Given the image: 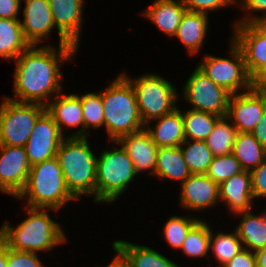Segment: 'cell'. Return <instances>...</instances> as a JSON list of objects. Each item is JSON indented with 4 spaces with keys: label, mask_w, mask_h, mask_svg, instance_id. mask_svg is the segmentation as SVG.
I'll return each instance as SVG.
<instances>
[{
    "label": "cell",
    "mask_w": 266,
    "mask_h": 267,
    "mask_svg": "<svg viewBox=\"0 0 266 267\" xmlns=\"http://www.w3.org/2000/svg\"><path fill=\"white\" fill-rule=\"evenodd\" d=\"M186 11L183 0H155L143 14L171 37L175 35Z\"/></svg>",
    "instance_id": "cell-23"
},
{
    "label": "cell",
    "mask_w": 266,
    "mask_h": 267,
    "mask_svg": "<svg viewBox=\"0 0 266 267\" xmlns=\"http://www.w3.org/2000/svg\"><path fill=\"white\" fill-rule=\"evenodd\" d=\"M81 98L82 114L85 125V137L89 132V127H102L104 125V113L102 92L101 93H86L79 96Z\"/></svg>",
    "instance_id": "cell-34"
},
{
    "label": "cell",
    "mask_w": 266,
    "mask_h": 267,
    "mask_svg": "<svg viewBox=\"0 0 266 267\" xmlns=\"http://www.w3.org/2000/svg\"><path fill=\"white\" fill-rule=\"evenodd\" d=\"M219 188V200L228 205L231 212L237 214L250 211L254 199L250 171L243 170L228 178Z\"/></svg>",
    "instance_id": "cell-20"
},
{
    "label": "cell",
    "mask_w": 266,
    "mask_h": 267,
    "mask_svg": "<svg viewBox=\"0 0 266 267\" xmlns=\"http://www.w3.org/2000/svg\"><path fill=\"white\" fill-rule=\"evenodd\" d=\"M257 267H266V246L254 252Z\"/></svg>",
    "instance_id": "cell-45"
},
{
    "label": "cell",
    "mask_w": 266,
    "mask_h": 267,
    "mask_svg": "<svg viewBox=\"0 0 266 267\" xmlns=\"http://www.w3.org/2000/svg\"><path fill=\"white\" fill-rule=\"evenodd\" d=\"M233 41L240 47L252 77L266 64V23H235Z\"/></svg>",
    "instance_id": "cell-13"
},
{
    "label": "cell",
    "mask_w": 266,
    "mask_h": 267,
    "mask_svg": "<svg viewBox=\"0 0 266 267\" xmlns=\"http://www.w3.org/2000/svg\"><path fill=\"white\" fill-rule=\"evenodd\" d=\"M53 101V102H51ZM45 107L47 113L53 118L55 123L64 135L63 126L67 128L79 127L82 128L73 133L71 137H85V125L82 114L81 98L77 94H64L56 96Z\"/></svg>",
    "instance_id": "cell-19"
},
{
    "label": "cell",
    "mask_w": 266,
    "mask_h": 267,
    "mask_svg": "<svg viewBox=\"0 0 266 267\" xmlns=\"http://www.w3.org/2000/svg\"><path fill=\"white\" fill-rule=\"evenodd\" d=\"M30 45L16 60L13 101L36 103L46 106L54 93H61V63L72 60L78 49L74 45H58L37 48ZM60 64V65H59ZM53 93V94H52ZM45 100V101H44Z\"/></svg>",
    "instance_id": "cell-1"
},
{
    "label": "cell",
    "mask_w": 266,
    "mask_h": 267,
    "mask_svg": "<svg viewBox=\"0 0 266 267\" xmlns=\"http://www.w3.org/2000/svg\"><path fill=\"white\" fill-rule=\"evenodd\" d=\"M64 135L45 111L36 121L24 148L31 166L56 157Z\"/></svg>",
    "instance_id": "cell-11"
},
{
    "label": "cell",
    "mask_w": 266,
    "mask_h": 267,
    "mask_svg": "<svg viewBox=\"0 0 266 267\" xmlns=\"http://www.w3.org/2000/svg\"><path fill=\"white\" fill-rule=\"evenodd\" d=\"M230 50L232 59L206 55L197 67L231 95L237 94L238 90L242 93L244 90L249 91L251 77L246 69L243 53L233 39Z\"/></svg>",
    "instance_id": "cell-9"
},
{
    "label": "cell",
    "mask_w": 266,
    "mask_h": 267,
    "mask_svg": "<svg viewBox=\"0 0 266 267\" xmlns=\"http://www.w3.org/2000/svg\"><path fill=\"white\" fill-rule=\"evenodd\" d=\"M6 267H45L37 253L16 251L7 246Z\"/></svg>",
    "instance_id": "cell-37"
},
{
    "label": "cell",
    "mask_w": 266,
    "mask_h": 267,
    "mask_svg": "<svg viewBox=\"0 0 266 267\" xmlns=\"http://www.w3.org/2000/svg\"><path fill=\"white\" fill-rule=\"evenodd\" d=\"M186 144H188L187 147H185ZM180 147L184 161L191 174H206L214 158L206 142L197 140L188 141V139H186Z\"/></svg>",
    "instance_id": "cell-31"
},
{
    "label": "cell",
    "mask_w": 266,
    "mask_h": 267,
    "mask_svg": "<svg viewBox=\"0 0 266 267\" xmlns=\"http://www.w3.org/2000/svg\"><path fill=\"white\" fill-rule=\"evenodd\" d=\"M136 95L138 111L144 125L151 120L162 117L176 109L177 91L174 86L163 77L155 74H146L137 79H130ZM129 77V78H128Z\"/></svg>",
    "instance_id": "cell-7"
},
{
    "label": "cell",
    "mask_w": 266,
    "mask_h": 267,
    "mask_svg": "<svg viewBox=\"0 0 266 267\" xmlns=\"http://www.w3.org/2000/svg\"><path fill=\"white\" fill-rule=\"evenodd\" d=\"M209 249H212V253H214L216 260L219 261L220 267H222L243 249V245L236 230L230 234L217 233L213 235L210 228Z\"/></svg>",
    "instance_id": "cell-33"
},
{
    "label": "cell",
    "mask_w": 266,
    "mask_h": 267,
    "mask_svg": "<svg viewBox=\"0 0 266 267\" xmlns=\"http://www.w3.org/2000/svg\"><path fill=\"white\" fill-rule=\"evenodd\" d=\"M128 153L134 164L136 174L142 170L151 169V175H155L156 154L158 147L151 139L148 131L143 128L140 131L124 135L115 141Z\"/></svg>",
    "instance_id": "cell-18"
},
{
    "label": "cell",
    "mask_w": 266,
    "mask_h": 267,
    "mask_svg": "<svg viewBox=\"0 0 266 267\" xmlns=\"http://www.w3.org/2000/svg\"><path fill=\"white\" fill-rule=\"evenodd\" d=\"M26 5L23 9L24 19L21 21L25 39L30 45H39L50 31L56 26L48 0H23Z\"/></svg>",
    "instance_id": "cell-17"
},
{
    "label": "cell",
    "mask_w": 266,
    "mask_h": 267,
    "mask_svg": "<svg viewBox=\"0 0 266 267\" xmlns=\"http://www.w3.org/2000/svg\"><path fill=\"white\" fill-rule=\"evenodd\" d=\"M7 266V244L0 238V267Z\"/></svg>",
    "instance_id": "cell-46"
},
{
    "label": "cell",
    "mask_w": 266,
    "mask_h": 267,
    "mask_svg": "<svg viewBox=\"0 0 266 267\" xmlns=\"http://www.w3.org/2000/svg\"><path fill=\"white\" fill-rule=\"evenodd\" d=\"M219 185L206 174H191L181 183L180 203L186 209L203 210L220 202Z\"/></svg>",
    "instance_id": "cell-16"
},
{
    "label": "cell",
    "mask_w": 266,
    "mask_h": 267,
    "mask_svg": "<svg viewBox=\"0 0 266 267\" xmlns=\"http://www.w3.org/2000/svg\"><path fill=\"white\" fill-rule=\"evenodd\" d=\"M252 134L256 140L266 149V107L260 122L256 125Z\"/></svg>",
    "instance_id": "cell-44"
},
{
    "label": "cell",
    "mask_w": 266,
    "mask_h": 267,
    "mask_svg": "<svg viewBox=\"0 0 266 267\" xmlns=\"http://www.w3.org/2000/svg\"><path fill=\"white\" fill-rule=\"evenodd\" d=\"M49 208L27 206V217L16 228L4 223L0 229V238L7 246L16 251H49L59 243L66 242V236L59 223L51 219Z\"/></svg>",
    "instance_id": "cell-2"
},
{
    "label": "cell",
    "mask_w": 266,
    "mask_h": 267,
    "mask_svg": "<svg viewBox=\"0 0 266 267\" xmlns=\"http://www.w3.org/2000/svg\"><path fill=\"white\" fill-rule=\"evenodd\" d=\"M237 134L238 130L225 116L217 121L205 142L214 157L223 156L232 153Z\"/></svg>",
    "instance_id": "cell-30"
},
{
    "label": "cell",
    "mask_w": 266,
    "mask_h": 267,
    "mask_svg": "<svg viewBox=\"0 0 266 267\" xmlns=\"http://www.w3.org/2000/svg\"><path fill=\"white\" fill-rule=\"evenodd\" d=\"M190 175L181 147L158 148L155 176L177 179L183 183Z\"/></svg>",
    "instance_id": "cell-25"
},
{
    "label": "cell",
    "mask_w": 266,
    "mask_h": 267,
    "mask_svg": "<svg viewBox=\"0 0 266 267\" xmlns=\"http://www.w3.org/2000/svg\"><path fill=\"white\" fill-rule=\"evenodd\" d=\"M232 154L246 171H252L266 159V149L252 133L238 132Z\"/></svg>",
    "instance_id": "cell-27"
},
{
    "label": "cell",
    "mask_w": 266,
    "mask_h": 267,
    "mask_svg": "<svg viewBox=\"0 0 266 267\" xmlns=\"http://www.w3.org/2000/svg\"><path fill=\"white\" fill-rule=\"evenodd\" d=\"M105 267V266H104ZM106 267H129L127 263L116 253L115 258L111 260Z\"/></svg>",
    "instance_id": "cell-47"
},
{
    "label": "cell",
    "mask_w": 266,
    "mask_h": 267,
    "mask_svg": "<svg viewBox=\"0 0 266 267\" xmlns=\"http://www.w3.org/2000/svg\"><path fill=\"white\" fill-rule=\"evenodd\" d=\"M243 2H241V7L242 9H244L245 11H259V12H263L265 11V14H263L262 16H251L248 15L246 16L244 19L242 18L240 21H237L235 23H242V24H246V23H257V22H265L266 23V0H241Z\"/></svg>",
    "instance_id": "cell-40"
},
{
    "label": "cell",
    "mask_w": 266,
    "mask_h": 267,
    "mask_svg": "<svg viewBox=\"0 0 266 267\" xmlns=\"http://www.w3.org/2000/svg\"><path fill=\"white\" fill-rule=\"evenodd\" d=\"M104 125L110 141L145 128L131 82L123 74L102 91Z\"/></svg>",
    "instance_id": "cell-4"
},
{
    "label": "cell",
    "mask_w": 266,
    "mask_h": 267,
    "mask_svg": "<svg viewBox=\"0 0 266 267\" xmlns=\"http://www.w3.org/2000/svg\"><path fill=\"white\" fill-rule=\"evenodd\" d=\"M30 169L24 147L0 145V191L17 197L26 185Z\"/></svg>",
    "instance_id": "cell-12"
},
{
    "label": "cell",
    "mask_w": 266,
    "mask_h": 267,
    "mask_svg": "<svg viewBox=\"0 0 266 267\" xmlns=\"http://www.w3.org/2000/svg\"><path fill=\"white\" fill-rule=\"evenodd\" d=\"M260 214H261L263 225H266V212H263V213L261 212Z\"/></svg>",
    "instance_id": "cell-48"
},
{
    "label": "cell",
    "mask_w": 266,
    "mask_h": 267,
    "mask_svg": "<svg viewBox=\"0 0 266 267\" xmlns=\"http://www.w3.org/2000/svg\"><path fill=\"white\" fill-rule=\"evenodd\" d=\"M21 0H0V18L18 19Z\"/></svg>",
    "instance_id": "cell-42"
},
{
    "label": "cell",
    "mask_w": 266,
    "mask_h": 267,
    "mask_svg": "<svg viewBox=\"0 0 266 267\" xmlns=\"http://www.w3.org/2000/svg\"><path fill=\"white\" fill-rule=\"evenodd\" d=\"M112 147L97 158L96 202L116 201L137 175L128 153L119 147Z\"/></svg>",
    "instance_id": "cell-6"
},
{
    "label": "cell",
    "mask_w": 266,
    "mask_h": 267,
    "mask_svg": "<svg viewBox=\"0 0 266 267\" xmlns=\"http://www.w3.org/2000/svg\"><path fill=\"white\" fill-rule=\"evenodd\" d=\"M242 171L243 169L239 161L232 153H230L214 157L206 175L220 185L228 178H231Z\"/></svg>",
    "instance_id": "cell-36"
},
{
    "label": "cell",
    "mask_w": 266,
    "mask_h": 267,
    "mask_svg": "<svg viewBox=\"0 0 266 267\" xmlns=\"http://www.w3.org/2000/svg\"><path fill=\"white\" fill-rule=\"evenodd\" d=\"M222 267H257L255 253L243 248Z\"/></svg>",
    "instance_id": "cell-41"
},
{
    "label": "cell",
    "mask_w": 266,
    "mask_h": 267,
    "mask_svg": "<svg viewBox=\"0 0 266 267\" xmlns=\"http://www.w3.org/2000/svg\"><path fill=\"white\" fill-rule=\"evenodd\" d=\"M210 245V226L201 219L189 230L181 249L190 257H205Z\"/></svg>",
    "instance_id": "cell-32"
},
{
    "label": "cell",
    "mask_w": 266,
    "mask_h": 267,
    "mask_svg": "<svg viewBox=\"0 0 266 267\" xmlns=\"http://www.w3.org/2000/svg\"><path fill=\"white\" fill-rule=\"evenodd\" d=\"M46 107L4 98L0 106V145L24 147Z\"/></svg>",
    "instance_id": "cell-8"
},
{
    "label": "cell",
    "mask_w": 266,
    "mask_h": 267,
    "mask_svg": "<svg viewBox=\"0 0 266 267\" xmlns=\"http://www.w3.org/2000/svg\"><path fill=\"white\" fill-rule=\"evenodd\" d=\"M187 11L208 14L209 11H215L222 7L230 6L237 0H183Z\"/></svg>",
    "instance_id": "cell-38"
},
{
    "label": "cell",
    "mask_w": 266,
    "mask_h": 267,
    "mask_svg": "<svg viewBox=\"0 0 266 267\" xmlns=\"http://www.w3.org/2000/svg\"><path fill=\"white\" fill-rule=\"evenodd\" d=\"M154 128L145 125L158 148L180 147L186 140L182 112L176 108L171 113L156 118Z\"/></svg>",
    "instance_id": "cell-21"
},
{
    "label": "cell",
    "mask_w": 266,
    "mask_h": 267,
    "mask_svg": "<svg viewBox=\"0 0 266 267\" xmlns=\"http://www.w3.org/2000/svg\"><path fill=\"white\" fill-rule=\"evenodd\" d=\"M208 14L186 11L174 35L188 49L189 54L198 53L208 29Z\"/></svg>",
    "instance_id": "cell-24"
},
{
    "label": "cell",
    "mask_w": 266,
    "mask_h": 267,
    "mask_svg": "<svg viewBox=\"0 0 266 267\" xmlns=\"http://www.w3.org/2000/svg\"><path fill=\"white\" fill-rule=\"evenodd\" d=\"M266 107V94L254 90L231 95L226 117L238 132L252 133Z\"/></svg>",
    "instance_id": "cell-14"
},
{
    "label": "cell",
    "mask_w": 266,
    "mask_h": 267,
    "mask_svg": "<svg viewBox=\"0 0 266 267\" xmlns=\"http://www.w3.org/2000/svg\"><path fill=\"white\" fill-rule=\"evenodd\" d=\"M184 133L188 140L205 141L221 118L208 112L189 109L182 113Z\"/></svg>",
    "instance_id": "cell-29"
},
{
    "label": "cell",
    "mask_w": 266,
    "mask_h": 267,
    "mask_svg": "<svg viewBox=\"0 0 266 267\" xmlns=\"http://www.w3.org/2000/svg\"><path fill=\"white\" fill-rule=\"evenodd\" d=\"M21 19L0 18V57L16 59L24 52L30 43L25 39Z\"/></svg>",
    "instance_id": "cell-26"
},
{
    "label": "cell",
    "mask_w": 266,
    "mask_h": 267,
    "mask_svg": "<svg viewBox=\"0 0 266 267\" xmlns=\"http://www.w3.org/2000/svg\"><path fill=\"white\" fill-rule=\"evenodd\" d=\"M254 198L266 197V159L250 171Z\"/></svg>",
    "instance_id": "cell-39"
},
{
    "label": "cell",
    "mask_w": 266,
    "mask_h": 267,
    "mask_svg": "<svg viewBox=\"0 0 266 267\" xmlns=\"http://www.w3.org/2000/svg\"><path fill=\"white\" fill-rule=\"evenodd\" d=\"M16 198H27L28 207L58 211L76 200L66 187L57 157L31 166L26 185Z\"/></svg>",
    "instance_id": "cell-5"
},
{
    "label": "cell",
    "mask_w": 266,
    "mask_h": 267,
    "mask_svg": "<svg viewBox=\"0 0 266 267\" xmlns=\"http://www.w3.org/2000/svg\"><path fill=\"white\" fill-rule=\"evenodd\" d=\"M129 267H179L154 249L127 241H114L112 245Z\"/></svg>",
    "instance_id": "cell-22"
},
{
    "label": "cell",
    "mask_w": 266,
    "mask_h": 267,
    "mask_svg": "<svg viewBox=\"0 0 266 267\" xmlns=\"http://www.w3.org/2000/svg\"><path fill=\"white\" fill-rule=\"evenodd\" d=\"M251 89L266 94V64L251 77Z\"/></svg>",
    "instance_id": "cell-43"
},
{
    "label": "cell",
    "mask_w": 266,
    "mask_h": 267,
    "mask_svg": "<svg viewBox=\"0 0 266 267\" xmlns=\"http://www.w3.org/2000/svg\"><path fill=\"white\" fill-rule=\"evenodd\" d=\"M200 219L193 217H178L172 216L167 221L164 227V236L167 244L172 246L174 249H181L182 243L186 238L189 230L199 221Z\"/></svg>",
    "instance_id": "cell-35"
},
{
    "label": "cell",
    "mask_w": 266,
    "mask_h": 267,
    "mask_svg": "<svg viewBox=\"0 0 266 267\" xmlns=\"http://www.w3.org/2000/svg\"><path fill=\"white\" fill-rule=\"evenodd\" d=\"M60 45L79 47L84 0H48Z\"/></svg>",
    "instance_id": "cell-15"
},
{
    "label": "cell",
    "mask_w": 266,
    "mask_h": 267,
    "mask_svg": "<svg viewBox=\"0 0 266 267\" xmlns=\"http://www.w3.org/2000/svg\"><path fill=\"white\" fill-rule=\"evenodd\" d=\"M243 215L242 221L235 229L243 248L257 251L266 246V225H263L261 215L251 212L237 213Z\"/></svg>",
    "instance_id": "cell-28"
},
{
    "label": "cell",
    "mask_w": 266,
    "mask_h": 267,
    "mask_svg": "<svg viewBox=\"0 0 266 267\" xmlns=\"http://www.w3.org/2000/svg\"><path fill=\"white\" fill-rule=\"evenodd\" d=\"M184 98L193 110L225 117L231 94L215 84L202 70L195 68L183 88Z\"/></svg>",
    "instance_id": "cell-10"
},
{
    "label": "cell",
    "mask_w": 266,
    "mask_h": 267,
    "mask_svg": "<svg viewBox=\"0 0 266 267\" xmlns=\"http://www.w3.org/2000/svg\"><path fill=\"white\" fill-rule=\"evenodd\" d=\"M88 137L65 136L57 150L67 189L75 199L94 195L96 202L97 157L89 147Z\"/></svg>",
    "instance_id": "cell-3"
}]
</instances>
